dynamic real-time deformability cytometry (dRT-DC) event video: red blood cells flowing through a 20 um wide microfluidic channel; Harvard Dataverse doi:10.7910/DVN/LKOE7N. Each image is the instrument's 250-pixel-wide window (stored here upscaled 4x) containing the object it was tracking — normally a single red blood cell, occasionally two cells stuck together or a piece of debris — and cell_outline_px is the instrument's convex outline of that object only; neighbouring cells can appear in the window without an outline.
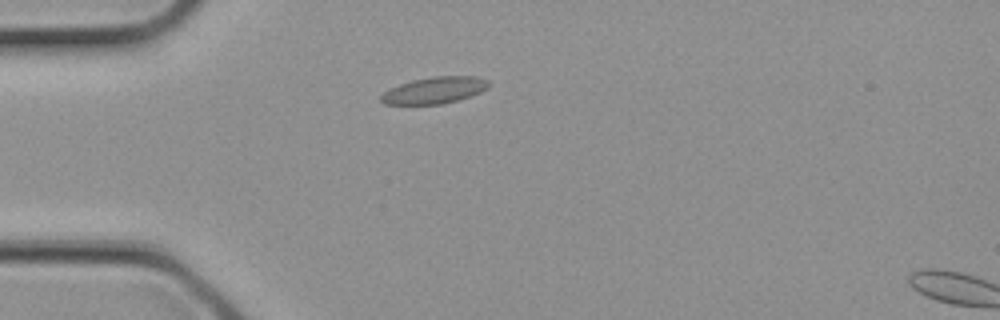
{"species": "common noctule bat (a hibernating species)", "species_latin": "Nyctalus noctula", "temperature_condition": "cold", "stored_images_in_passage": 3, "camera_frame_rate_fps": 3000, "um_per_image_px": 0.085, "animal": {"sex": "female", "body_mass_g": 21.9}, "frame": {"image": 1, "passage_image": 2, "time_ms": 0.333, "image_size_px": [1000, 320], "cell_outline_px": [[488, 88], [480, 92], [456, 100], [440, 104], [384, 104], [380, 100], [380, 96], [384, 92], [400, 84], [412, 80], [432, 76], [476, 76], [488, 80]], "centroid_in_image_um": [36.92, 7.66], "position_along_channel_um": 48.1, "area_um2": 16.47}}